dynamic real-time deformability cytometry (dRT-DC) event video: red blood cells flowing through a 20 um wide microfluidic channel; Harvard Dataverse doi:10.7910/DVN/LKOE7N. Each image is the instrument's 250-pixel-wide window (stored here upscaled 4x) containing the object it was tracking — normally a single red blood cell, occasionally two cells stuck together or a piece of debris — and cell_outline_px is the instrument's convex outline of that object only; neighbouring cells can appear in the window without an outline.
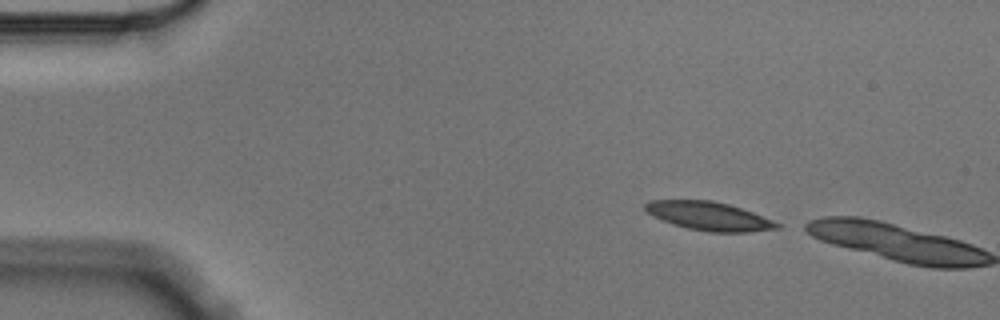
{"species": "Egyptian fruit bat (a non-hibernating species)", "species_latin": "Rousettus aegyptiacus", "temperature_condition": "cold", "stored_images_in_passage": 2, "camera_frame_rate_fps": 3000, "um_per_image_px": 0.085, "animal": {"sex": "male"}, "frame": {"image": 1, "passage_image": 1, "time_ms": 0.0, "image_size_px": [1000, 320], "cell_outline_px": [[780, 228], [748, 232], [708, 232], [688, 228], [672, 224], [648, 212], [644, 208], [644, 204], [652, 200], [712, 200], [728, 204], [752, 212], [772, 220], [780, 224]], "centroid_in_image_um": [60.28, 18.37], "position_along_channel_um": 24.7, "area_um2": 21.62}}